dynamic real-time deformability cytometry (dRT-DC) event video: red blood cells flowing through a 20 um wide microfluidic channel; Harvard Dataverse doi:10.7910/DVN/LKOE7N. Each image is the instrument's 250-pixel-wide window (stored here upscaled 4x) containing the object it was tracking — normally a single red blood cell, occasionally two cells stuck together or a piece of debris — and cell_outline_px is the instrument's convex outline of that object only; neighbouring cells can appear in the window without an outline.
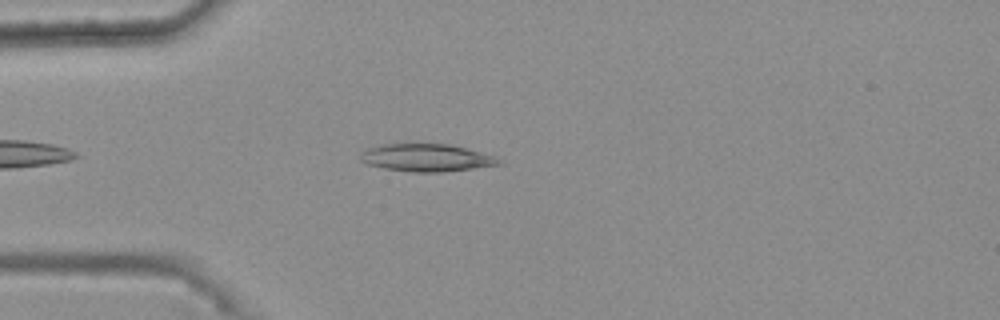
{"species": "common noctule bat (a hibernating species)", "species_latin": "Nyctalus noctula", "temperature_condition": "warm", "stored_images_in_passage": 32, "camera_frame_rate_fps": 3000, "um_per_image_px": 0.085, "animal": {"sex": "female", "body_mass_g": 25.1}, "frame": {"image": 1, "passage_image": 4, "time_ms": 1.0, "image_size_px": [1000, 320], "cell_outline_px": [[504, 164], [440, 172], [412, 172], [384, 168], [368, 164], [360, 160], [360, 152], [368, 148], [380, 144], [412, 140], [448, 144], [496, 156], [504, 160]], "centroid_in_image_um": [36.21, 13.35], "position_along_channel_um": 48.8, "area_um2": 23.18}}
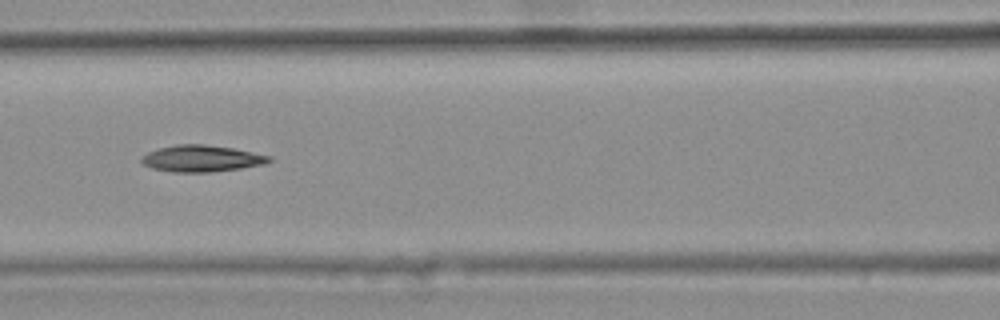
{"frame": {"image": 2, "passage_image": 13, "time_ms": 4.0, "image_size_px": [1000, 320], "cell_outline_px": [[272, 160], [264, 164], [240, 168], [212, 172], [172, 172], [152, 168], [144, 164], [140, 160], [140, 156], [148, 152], [160, 148], [176, 144], [204, 144], [232, 148], [272, 156]], "centroid_in_image_um": [17.12, 13.47], "position_along_channel_um": 149.5, "area_um2": 19.71}}
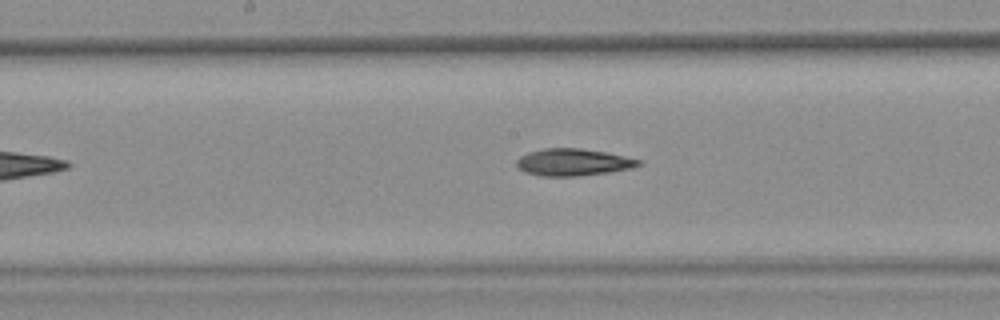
{"frame": {"image": 3, "passage_image": 17, "time_ms": 5.333, "image_size_px": [1000, 320], "cell_outline_px": [[644, 164], [632, 168], [608, 172], [576, 176], [540, 176], [528, 172], [520, 168], [516, 164], [516, 160], [520, 156], [528, 152], [544, 148], [580, 148], [604, 152], [624, 156], [640, 160]], "centroid_in_image_um": [48.72, 13.78], "position_along_channel_um": 199.5, "area_um2": 19.07}}